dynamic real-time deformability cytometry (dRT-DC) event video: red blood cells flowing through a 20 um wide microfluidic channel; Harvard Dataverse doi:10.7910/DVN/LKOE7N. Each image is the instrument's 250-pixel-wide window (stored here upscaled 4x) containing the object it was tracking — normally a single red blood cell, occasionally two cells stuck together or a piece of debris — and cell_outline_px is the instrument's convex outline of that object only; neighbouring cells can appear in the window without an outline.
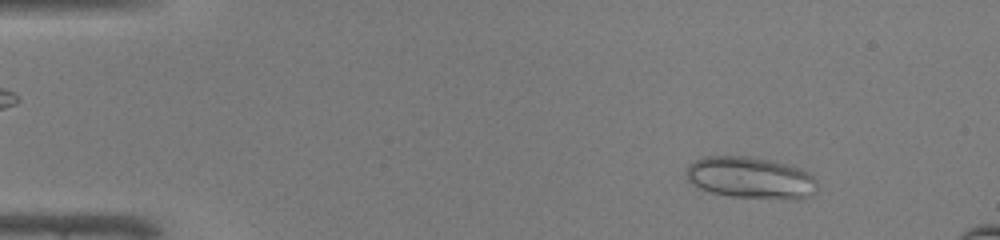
{"species": "common noctule bat (a hibernating species)", "species_latin": "Nyctalus noctula", "temperature_condition": "warm", "stored_images_in_passage": 46, "camera_frame_rate_fps": 3000, "um_per_image_px": 0.085, "animal": {"sex": "male", "body_mass_g": 19.0, "forearm_length_mm": 50.8}, "frame": {"image": 1, "passage_image": 5, "time_ms": 1.333, "image_size_px": [1000, 240], "cell_outline_px": [[816, 192], [812, 196], [800, 200], [792, 200], [728, 196], [712, 192], [700, 188], [692, 184], [688, 180], [684, 172], [688, 164], [704, 156], [744, 156], [768, 160], [788, 164], [800, 168], [808, 172], [816, 180]], "centroid_in_image_um": [63.81, 15.13], "position_along_channel_um": 21.2, "area_um2": 32.25}}
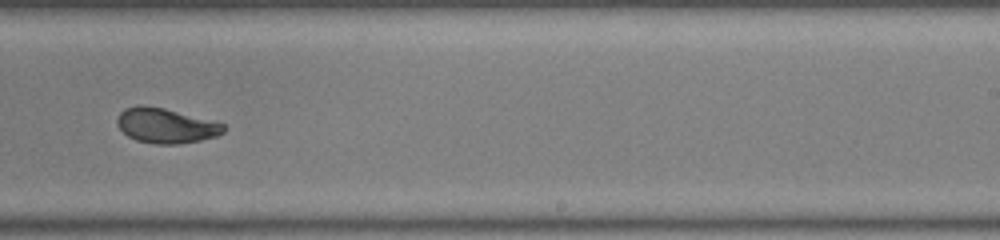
{"frame": {"image": 2, "passage_image": 29, "time_ms": 9.333, "image_size_px": [1000, 240], "cell_outline_px": [[224, 132], [216, 136], [200, 140], [180, 144], [156, 144], [136, 140], [128, 136], [116, 124], [116, 120], [120, 112], [124, 108], [140, 104], [164, 108], [224, 124]], "centroid_in_image_um": [14.05, 10.68], "position_along_channel_um": 274.9, "area_um2": 21.5}}
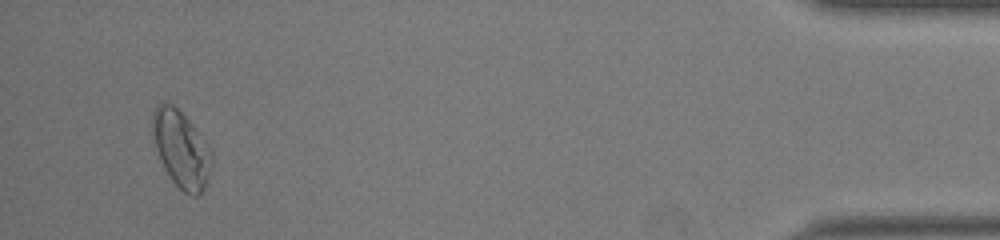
{"frame": {"image": 3, "passage_image": 44, "time_ms": 14.333, "image_size_px": [1000, 240], "cell_outline_px": [[212, 168], [208, 180], [204, 188], [196, 196], [192, 196], [184, 192], [172, 180], [164, 168], [156, 148], [152, 132], [152, 112], [160, 104], [172, 104], [188, 120], [208, 144], [212, 152]], "centroid_in_image_um": [15.42, 12.71], "position_along_channel_um": 419.8, "area_um2": 26.13}}